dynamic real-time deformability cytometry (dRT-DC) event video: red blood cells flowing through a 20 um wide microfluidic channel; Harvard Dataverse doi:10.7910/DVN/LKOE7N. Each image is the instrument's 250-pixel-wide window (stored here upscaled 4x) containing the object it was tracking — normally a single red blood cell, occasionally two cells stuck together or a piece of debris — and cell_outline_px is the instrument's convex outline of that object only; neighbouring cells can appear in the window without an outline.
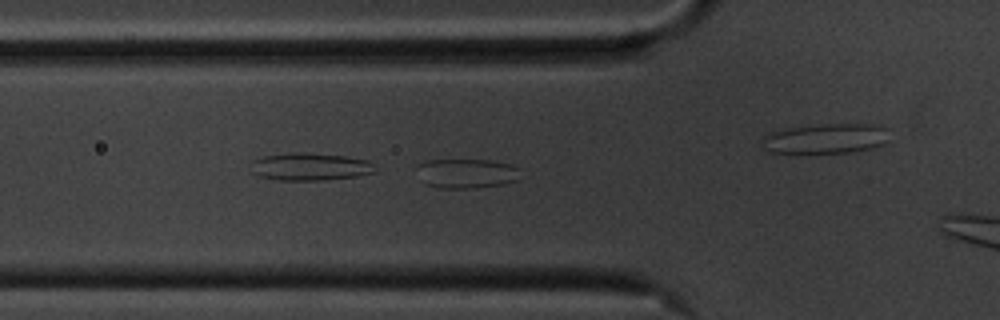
{"species": "common noctule bat (a hibernating species)", "species_latin": "Nyctalus noctula", "temperature_condition": "cold", "stored_images_in_passage": 33, "camera_frame_rate_fps": 3000, "um_per_image_px": 0.085, "animal": {"sex": "male", "body_mass_g": 20.1, "forearm_length_mm": 53.5}, "frame": {"image": 1, "passage_image": 3, "time_ms": 0.667, "image_size_px": [1000, 320], "cell_outline_px": [[520, 168], [516, 180], [504, 184], [472, 188], [436, 188], [424, 184], [420, 180], [420, 164], [424, 160], [492, 160], [512, 164]], "centroid_in_image_um": [39.67, 14.74], "position_along_channel_um": 86.1, "area_um2": 17.8}}
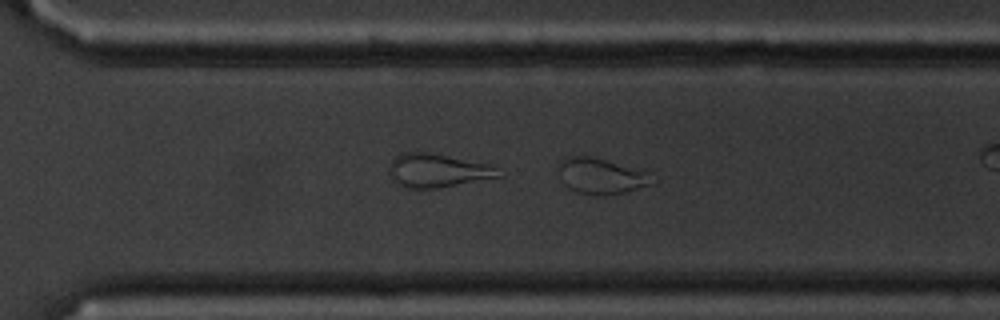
{"frame": {"image": 2, "passage_image": 23, "time_ms": 7.333, "image_size_px": [1000, 320], "cell_outline_px": [[652, 184], [624, 192], [576, 192], [568, 188], [564, 184], [556, 164], [560, 160], [568, 156], [592, 156], [648, 172]], "centroid_in_image_um": [51.01, 14.9], "position_along_channel_um": 319.6, "area_um2": 18.67}}
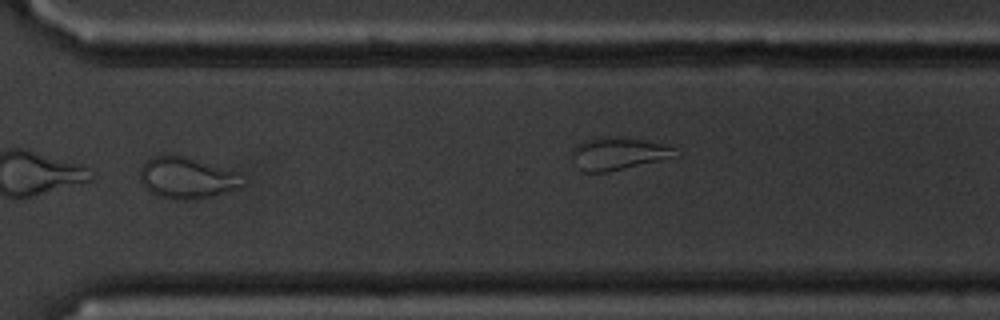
{"frame": {"image": 3, "passage_image": 26, "time_ms": 8.333, "image_size_px": [1000, 320], "cell_outline_px": [[244, 184], [236, 188], [212, 196], [196, 200], [176, 200], [160, 196], [152, 192], [140, 180], [140, 168], [144, 160], [152, 156], [188, 156], [236, 172]], "centroid_in_image_um": [15.85, 15.12], "position_along_channel_um": 354.8, "area_um2": 24.45}}